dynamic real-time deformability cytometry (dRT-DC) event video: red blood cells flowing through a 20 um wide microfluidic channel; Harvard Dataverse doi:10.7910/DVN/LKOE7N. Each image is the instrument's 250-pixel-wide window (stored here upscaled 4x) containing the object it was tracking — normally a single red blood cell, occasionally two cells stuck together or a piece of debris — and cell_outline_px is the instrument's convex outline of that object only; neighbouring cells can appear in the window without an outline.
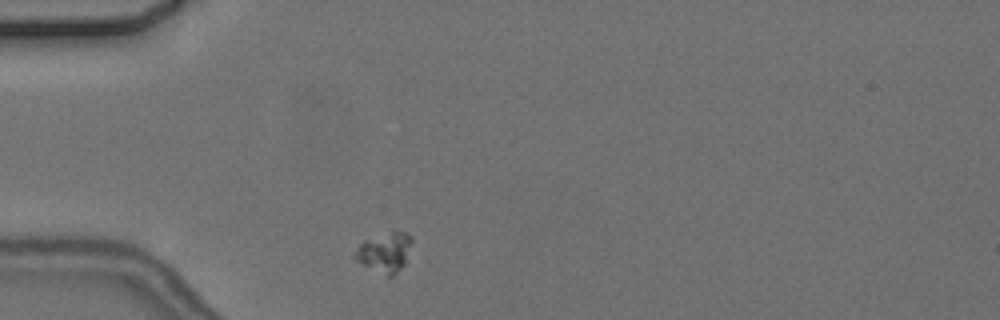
{"species": "common noctule bat (a hibernating species)", "species_latin": "Nyctalus noctula", "temperature_condition": "cold", "stored_images_in_passage": 3, "camera_frame_rate_fps": 3000, "um_per_image_px": 0.085, "animal": {"sex": "female", "body_mass_g": 24.6, "forearm_length_mm": 56.2}, "frame": {"image": 1, "passage_image": 1, "time_ms": 0.0, "image_size_px": [1000, 320], "cell_outline_px": [[412, 240], [404, 264], [392, 276], [388, 276], [356, 260], [352, 256], [360, 244], [364, 240], [392, 232], [404, 232], [412, 236]], "centroid_in_image_um": [32.7, 21.43], "position_along_channel_um": 52.3, "area_um2": 12.54}}